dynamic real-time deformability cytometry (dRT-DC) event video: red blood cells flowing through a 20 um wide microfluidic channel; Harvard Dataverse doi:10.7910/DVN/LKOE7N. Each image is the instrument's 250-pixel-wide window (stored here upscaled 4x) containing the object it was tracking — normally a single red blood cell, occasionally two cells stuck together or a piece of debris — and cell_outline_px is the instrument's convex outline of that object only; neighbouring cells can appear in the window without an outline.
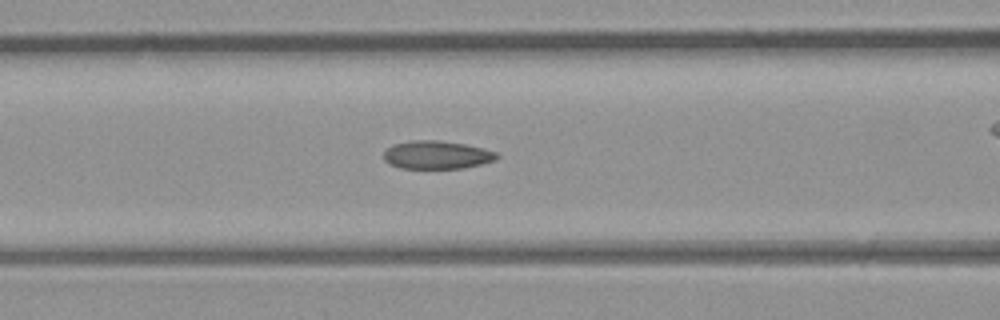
{"species": "common noctule bat (a hibernating species)", "species_latin": "Nyctalus noctula", "temperature_condition": "room temperature", "stored_images_in_passage": 44, "camera_frame_rate_fps": 3000, "um_per_image_px": 0.085, "animal": {"sex": "male", "body_mass_g": 23.1, "forearm_length_mm": 52.7}, "frame": {"image": 1, "passage_image": 16, "time_ms": 5.0, "image_size_px": [1000, 320], "cell_outline_px": [[500, 156], [496, 160], [464, 168], [400, 168], [384, 160], [384, 152], [392, 144], [412, 140], [440, 140], [464, 144], [496, 152]], "centroid_in_image_um": [37.12, 13.16], "position_along_channel_um": 129.5, "area_um2": 18.44}}
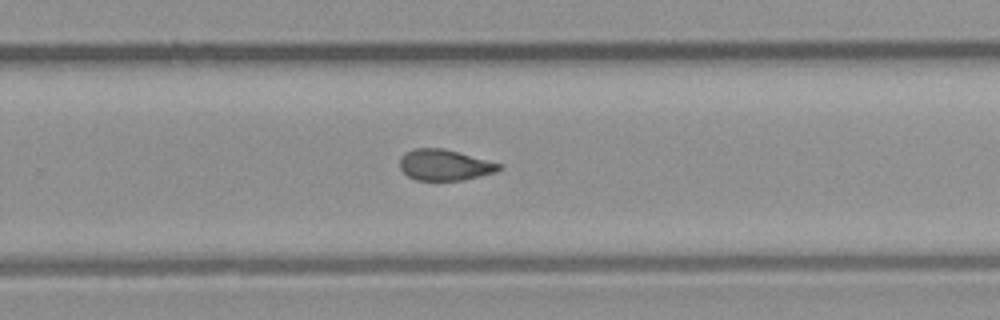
{"frame": {"image": 2, "passage_image": 27, "time_ms": 8.667, "image_size_px": [1000, 320], "cell_outline_px": [[504, 164], [496, 172], [460, 180], [416, 180], [408, 176], [400, 168], [400, 156], [404, 152], [416, 148], [444, 148]], "centroid_in_image_um": [37.78, 14.01], "position_along_channel_um": 292.0, "area_um2": 17.92}}
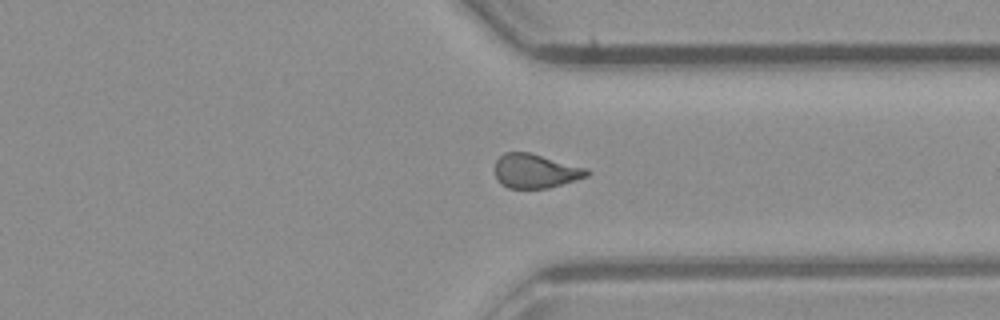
{"frame": {"image": 3, "passage_image": 32, "time_ms": 10.333, "image_size_px": [1000, 320], "cell_outline_px": [[592, 172], [588, 176], [548, 188], [508, 188], [496, 176], [496, 160], [504, 152], [532, 152], [588, 168]], "centroid_in_image_um": [45.57, 14.51], "position_along_channel_um": 365.8, "area_um2": 18.32}, "authors_computed_cell_mechanics": {"area_um2": 18.6116, "velocity_mm_per_s": 4.4411, "shape_relaxation_time_tau1_ms": null, "shape_relaxation_time_tau2_ms": 2.1598, "deformation_change_tau1": null, "deformation_change_tau2": 0.0753}}